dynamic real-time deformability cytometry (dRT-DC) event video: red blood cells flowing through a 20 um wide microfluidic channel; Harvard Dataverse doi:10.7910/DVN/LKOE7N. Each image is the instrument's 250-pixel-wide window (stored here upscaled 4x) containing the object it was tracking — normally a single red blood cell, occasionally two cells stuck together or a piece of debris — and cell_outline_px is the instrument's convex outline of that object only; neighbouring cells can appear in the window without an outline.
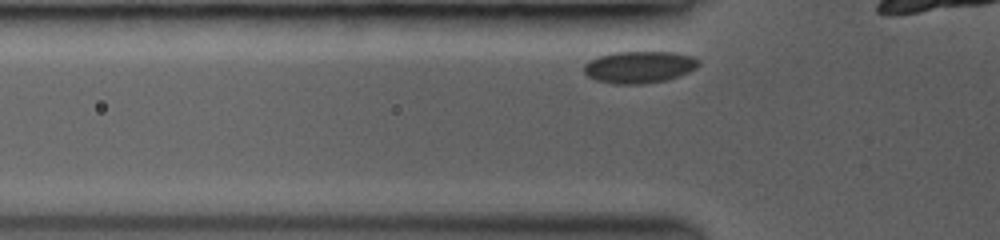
{"species": "common noctule bat (a hibernating species)", "species_latin": "Nyctalus noctula", "temperature_condition": "room temperature", "stored_images_in_passage": 10, "camera_frame_rate_fps": 3500, "um_per_image_px": 0.085, "animal": {"sex": "female", "body_mass_g": 19.0, "forearm_length_mm": 53.3}, "frame": {"image": 1, "passage_image": 2, "time_ms": 0.286, "image_size_px": [1000, 240], "cell_outline_px": [[700, 64], [696, 68], [688, 72], [664, 80], [640, 84], [616, 84], [596, 80], [588, 76], [584, 72], [584, 64], [588, 60], [596, 56], [616, 52], [672, 52], [692, 56], [700, 60]], "centroid_in_image_um": [54.31, 5.69], "position_along_channel_um": 71.5, "area_um2": 21.27}}
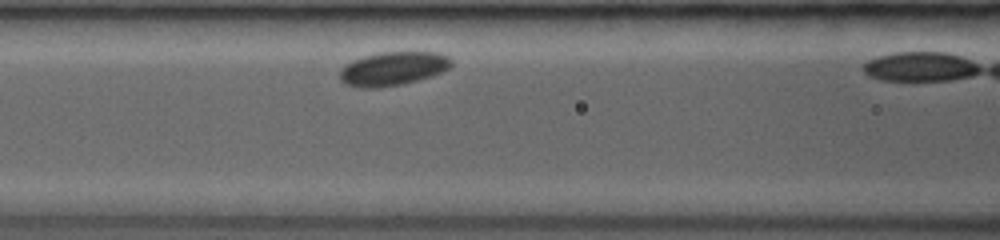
{"frame": {"image": 2, "passage_image": 7, "time_ms": 1.714, "image_size_px": [1000, 240], "cell_outline_px": [[452, 64], [444, 72], [432, 76], [404, 84], [368, 88], [364, 88], [344, 84], [340, 80], [340, 68], [352, 60], [364, 56], [380, 52], [436, 52], [448, 56], [452, 60]], "centroid_in_image_um": [33.41, 5.83], "position_along_channel_um": 133.2, "area_um2": 22.02}}
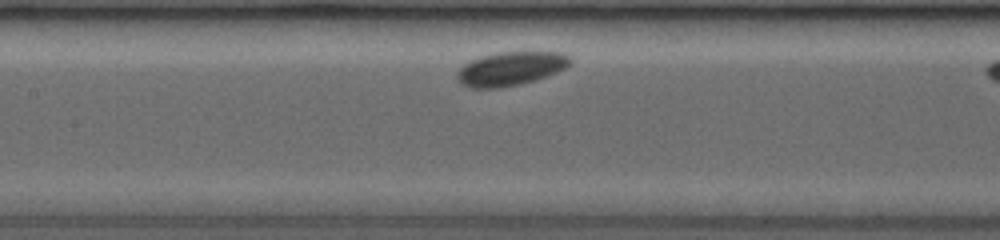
{"frame": {"image": 3, "passage_image": 9, "time_ms": 2.286, "image_size_px": [1000, 240], "cell_outline_px": [[572, 64], [556, 72], [536, 80], [520, 84], [496, 88], [472, 88], [460, 84], [456, 76], [456, 72], [464, 64], [480, 56], [496, 52], [560, 52], [572, 56]], "centroid_in_image_um": [43.41, 5.83], "position_along_channel_um": 164.0, "area_um2": 22.43}}